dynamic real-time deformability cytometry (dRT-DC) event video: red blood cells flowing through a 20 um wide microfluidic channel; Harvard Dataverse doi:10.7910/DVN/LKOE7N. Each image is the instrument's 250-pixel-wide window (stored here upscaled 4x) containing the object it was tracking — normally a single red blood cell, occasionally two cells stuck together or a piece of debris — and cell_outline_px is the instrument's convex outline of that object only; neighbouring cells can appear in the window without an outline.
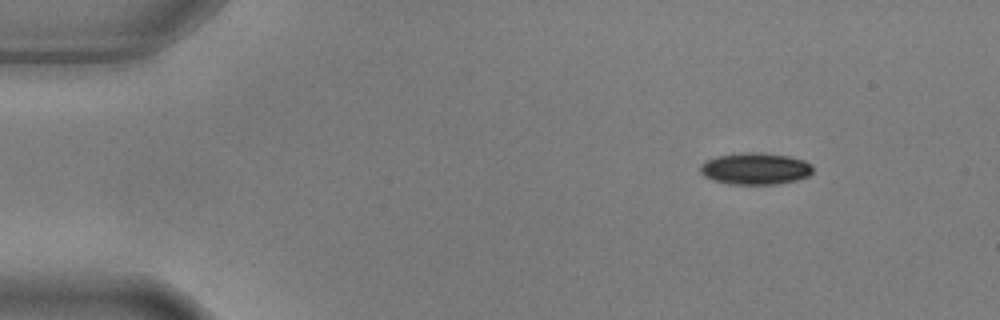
{"species": "common noctule bat (a hibernating species)", "species_latin": "Nyctalus noctula", "temperature_condition": "warm", "stored_images_in_passage": 5, "segment_of_instrument_passage": [2, 2], "camera_frame_rate_fps": 3000, "um_per_image_px": 0.085, "animal": {"sex": "male", "body_mass_g": 17.9, "forearm_length_mm": 54.2}, "frame": {"image": 1, "passage_image": 5, "time_ms": 1.333, "image_size_px": [1000, 320], "cell_outline_px": [[812, 172], [808, 176], [796, 180], [776, 184], [728, 184], [704, 176], [700, 172], [700, 164], [704, 160], [716, 156], [740, 152], [760, 152], [788, 156], [804, 160], [812, 164]], "centroid_in_image_um": [64.18, 14.32], "position_along_channel_um": 20.8, "area_um2": 20.98}}